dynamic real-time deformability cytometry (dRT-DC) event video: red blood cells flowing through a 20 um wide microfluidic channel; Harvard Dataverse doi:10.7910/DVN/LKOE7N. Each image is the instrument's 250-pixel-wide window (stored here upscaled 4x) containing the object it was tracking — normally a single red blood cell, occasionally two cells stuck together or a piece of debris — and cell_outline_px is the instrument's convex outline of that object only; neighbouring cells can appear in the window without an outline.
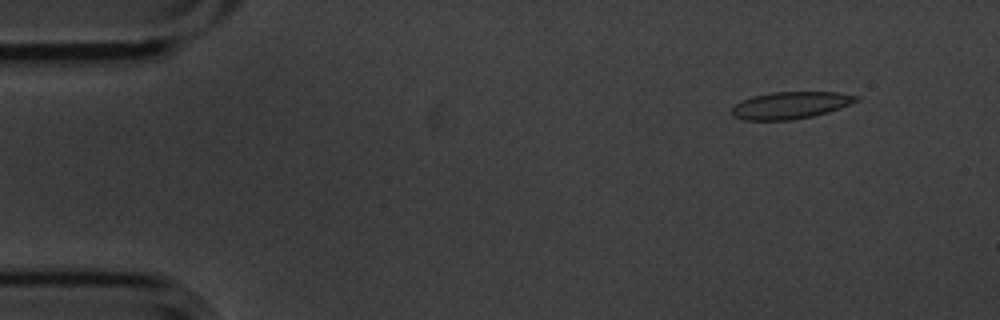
{"species": "common noctule bat (a hibernating species)", "species_latin": "Nyctalus noctula", "temperature_condition": "cold", "stored_images_in_passage": 51, "camera_frame_rate_fps": 3000, "um_per_image_px": 0.085, "animal": {"sex": "male", "body_mass_g": 20.1, "forearm_length_mm": 53.5}, "frame": {"image": 1, "passage_image": 1, "time_ms": 0.0, "image_size_px": [1000, 320], "cell_outline_px": [[860, 100], [828, 112], [812, 116], [792, 120], [744, 120], [732, 116], [732, 108], [736, 104], [752, 96], [772, 92], [840, 92], [860, 96]], "centroid_in_image_um": [67.21, 8.94], "position_along_channel_um": 17.8, "area_um2": 19.59}}
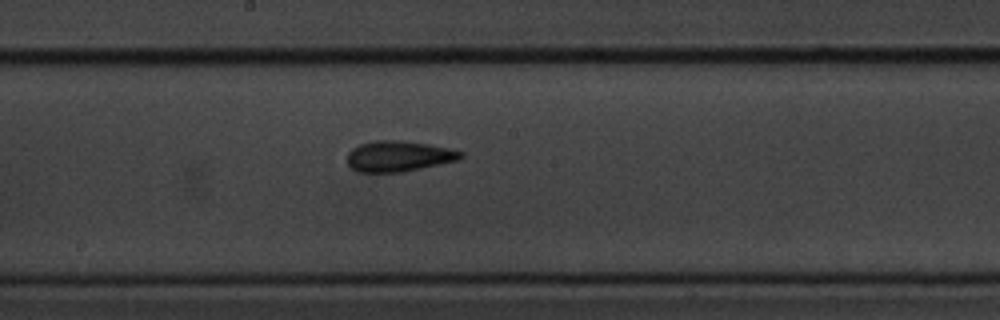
{"frame": {"image": 2, "passage_image": 25, "time_ms": 8.0, "image_size_px": [1000, 320], "cell_outline_px": [[464, 156], [460, 160], [404, 172], [356, 172], [348, 164], [348, 152], [352, 148], [360, 144], [372, 140], [400, 140], [428, 144], [448, 148], [464, 152]], "centroid_in_image_um": [33.9, 13.28], "position_along_channel_um": 214.3, "area_um2": 20.52}}
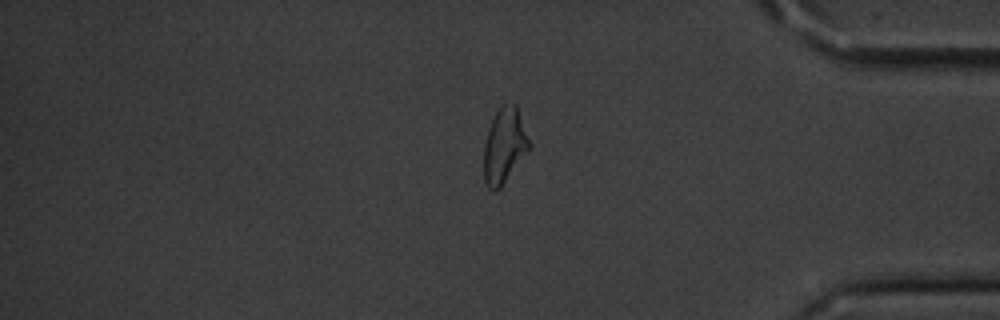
{"frame": {"image": 3, "passage_image": 42, "time_ms": 13.667, "image_size_px": [1000, 320], "cell_outline_px": [[528, 148], [500, 188], [496, 192], [492, 192], [488, 188], [484, 180], [484, 144], [492, 120], [496, 112], [504, 104], [516, 104], [528, 140]], "centroid_in_image_um": [42.81, 12.42], "position_along_channel_um": 392.4, "area_um2": 19.02}, "authors_computed_cell_mechanics": {"area_um2": 20.1722, "velocity_mm_per_s": 3.585, "shape_relaxation_time_tau1_ms": 4.2439, "shape_relaxation_time_tau2_ms": 4.6936, "deformation_change_tau1": 0.1009, "deformation_change_tau2": 0.1151}}